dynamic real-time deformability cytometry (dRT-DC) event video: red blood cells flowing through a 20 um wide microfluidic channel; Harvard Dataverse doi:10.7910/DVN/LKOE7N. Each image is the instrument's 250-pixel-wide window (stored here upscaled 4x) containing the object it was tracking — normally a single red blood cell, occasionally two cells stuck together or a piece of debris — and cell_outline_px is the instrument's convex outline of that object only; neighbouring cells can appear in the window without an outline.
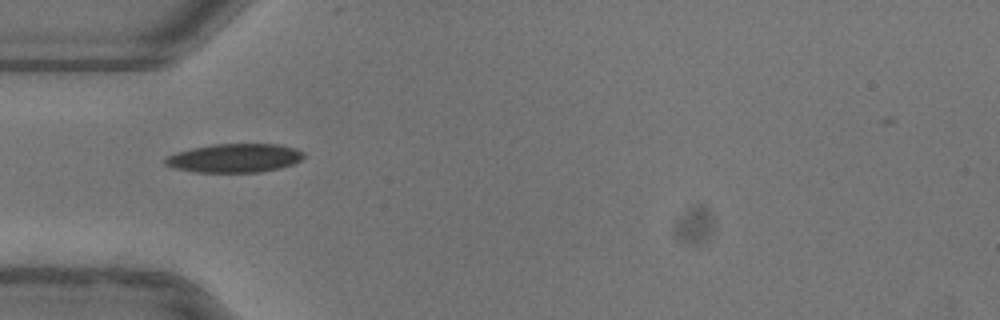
{"species": "common noctule bat (a hibernating species)", "species_latin": "Nyctalus noctula", "temperature_condition": "warm", "stored_images_in_passage": 33, "camera_frame_rate_fps": 3000, "um_per_image_px": 0.085, "animal": {"sex": "female"}, "frame": {"image": 1, "passage_image": 1, "time_ms": 0.0, "image_size_px": [1000, 320], "cell_outline_px": [[304, 156], [300, 160], [292, 164], [280, 168], [260, 172], [196, 172], [172, 168], [164, 164], [164, 160], [168, 156], [176, 152], [192, 148], [212, 144], [280, 144], [296, 148], [304, 152]], "centroid_in_image_um": [19.94, 13.43], "position_along_channel_um": 65.1, "area_um2": 23.29}, "authors_computed_cell_mechanics": {"area_um2": 22.7154, "velocity_mm_per_s": 3.9296, "shape_relaxation_time_tau1_ms": 4.178, "shape_relaxation_time_tau2_ms": 3.8054, "deformation_change_tau1": 0.1482, "deformation_change_tau2": 0.0841}}